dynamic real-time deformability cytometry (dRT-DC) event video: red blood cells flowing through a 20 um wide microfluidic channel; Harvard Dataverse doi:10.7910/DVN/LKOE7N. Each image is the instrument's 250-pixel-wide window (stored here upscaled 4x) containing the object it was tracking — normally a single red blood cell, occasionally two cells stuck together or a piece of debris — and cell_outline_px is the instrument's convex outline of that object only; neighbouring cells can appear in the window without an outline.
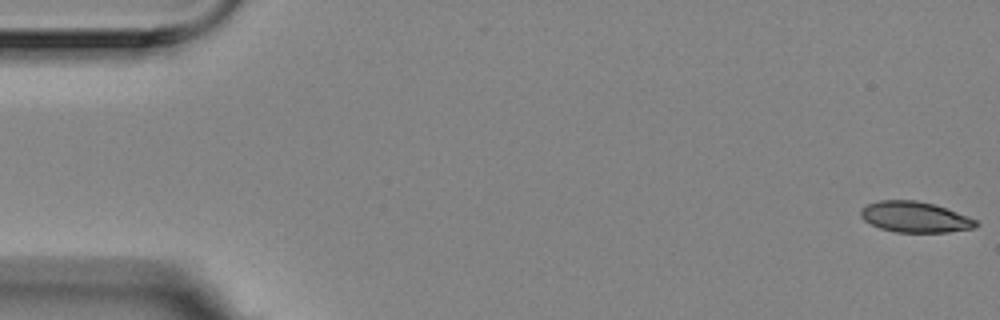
{"species": "Egyptian fruit bat (a non-hibernating species)", "species_latin": "Rousettus aegyptiacus", "temperature_condition": "room temperature", "stored_images_in_passage": 56, "camera_frame_rate_fps": 3000, "um_per_image_px": 0.085, "animal": {"sex": "female"}, "frame": {"image": 1, "passage_image": 1, "time_ms": 0.0, "image_size_px": [1000, 320], "cell_outline_px": [[980, 224], [976, 228], [948, 232], [896, 232], [880, 228], [864, 220], [860, 216], [860, 208], [868, 204], [880, 200], [916, 200], [932, 204], [968, 216], [976, 220]], "centroid_in_image_um": [77.77, 18.45], "position_along_channel_um": 7.2, "area_um2": 20.58}}
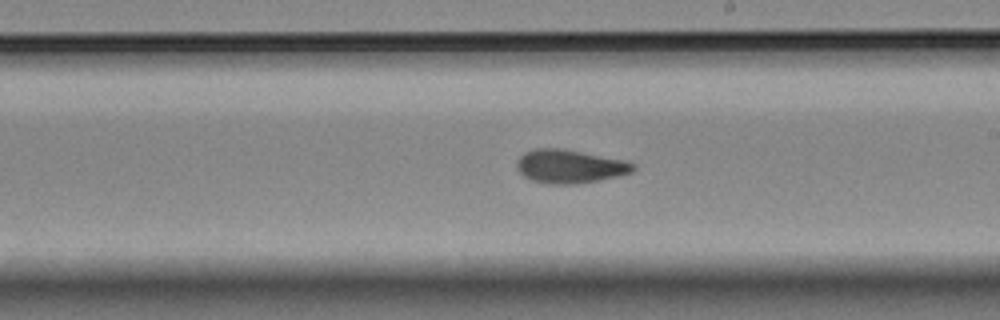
{"frame": {"image": 2, "passage_image": 32, "time_ms": 10.333, "image_size_px": [1000, 320], "cell_outline_px": [[636, 168], [632, 172], [620, 176], [576, 184], [544, 184], [532, 180], [524, 176], [516, 168], [516, 160], [524, 152], [536, 148], [560, 148], [624, 160], [636, 164]], "centroid_in_image_um": [48.41, 14.15], "position_along_channel_um": 240.6, "area_um2": 22.83}}
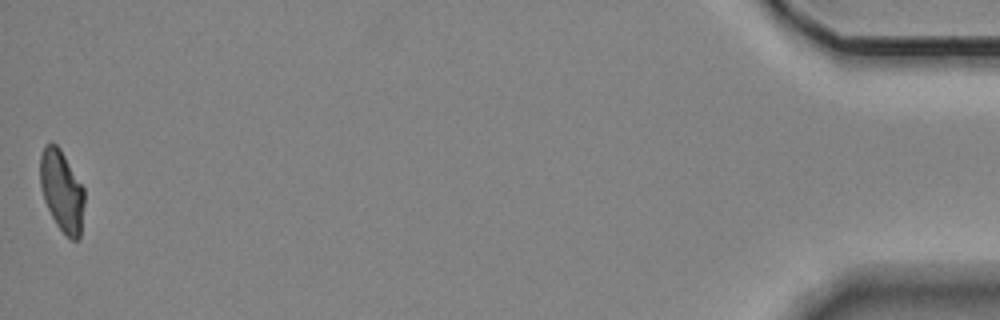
{"frame": {"image": 3, "passage_image": 56, "time_ms": 18.333, "image_size_px": [1000, 320], "cell_outline_px": [[84, 204], [80, 236], [76, 240], [72, 240], [56, 224], [44, 200], [40, 184], [40, 156], [44, 144], [52, 140], [60, 148], [84, 188]], "centroid_in_image_um": [5.24, 16.17], "position_along_channel_um": 430.0, "area_um2": 20.92}, "authors_computed_cell_mechanics": {"area_um2": 21.9062, "velocity_mm_per_s": 3.5503, "shape_relaxation_time_tau1_ms": 7.3154, "shape_relaxation_time_tau2_ms": 2.0439, "deformation_change_tau1": 0.1822, "deformation_change_tau2": 0.0836}}